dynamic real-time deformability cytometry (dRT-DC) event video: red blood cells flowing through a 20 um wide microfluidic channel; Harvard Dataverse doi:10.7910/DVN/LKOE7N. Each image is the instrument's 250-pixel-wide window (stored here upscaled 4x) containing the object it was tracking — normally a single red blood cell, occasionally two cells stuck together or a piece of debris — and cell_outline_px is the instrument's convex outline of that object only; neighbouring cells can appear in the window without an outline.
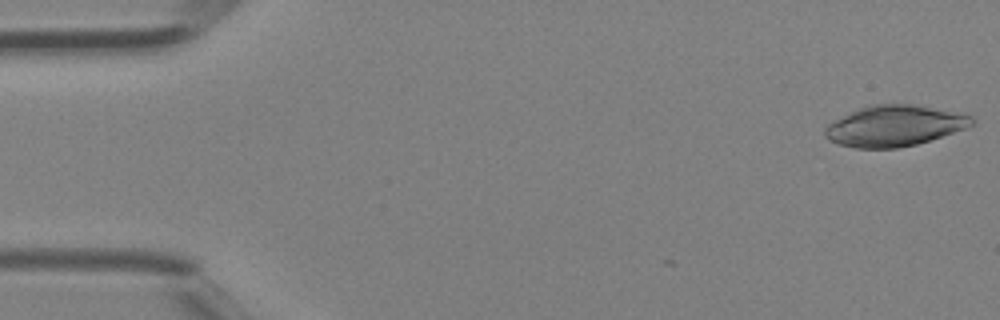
{"species": "Egyptian fruit bat (a non-hibernating species)", "species_latin": "Rousettus aegyptiacus", "temperature_condition": "room temperature", "stored_images_in_passage": 7, "camera_frame_rate_fps": 3000, "um_per_image_px": 0.085, "animal": {"sex": "female"}, "frame": {"image": 1, "passage_image": 1, "time_ms": 0.0, "image_size_px": [1000, 320], "cell_outline_px": [[976, 124], [968, 128], [916, 144], [896, 148], [856, 148], [840, 144], [828, 140], [824, 136], [824, 128], [828, 124], [868, 104], [912, 104], [972, 116], [976, 120]], "centroid_in_image_um": [76.04, 10.7], "position_along_channel_um": 9.0, "area_um2": 34.68}}